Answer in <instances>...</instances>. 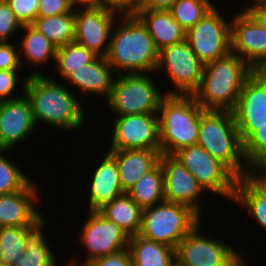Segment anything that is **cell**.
Segmentation results:
<instances>
[{
    "mask_svg": "<svg viewBox=\"0 0 266 266\" xmlns=\"http://www.w3.org/2000/svg\"><path fill=\"white\" fill-rule=\"evenodd\" d=\"M192 95L204 110L259 114L260 75L230 52L204 65L200 86Z\"/></svg>",
    "mask_w": 266,
    "mask_h": 266,
    "instance_id": "cell-1",
    "label": "cell"
},
{
    "mask_svg": "<svg viewBox=\"0 0 266 266\" xmlns=\"http://www.w3.org/2000/svg\"><path fill=\"white\" fill-rule=\"evenodd\" d=\"M257 119L258 114L202 109L197 144L242 178L258 149Z\"/></svg>",
    "mask_w": 266,
    "mask_h": 266,
    "instance_id": "cell-2",
    "label": "cell"
},
{
    "mask_svg": "<svg viewBox=\"0 0 266 266\" xmlns=\"http://www.w3.org/2000/svg\"><path fill=\"white\" fill-rule=\"evenodd\" d=\"M30 73L24 94L30 101L36 125L42 122L58 129H82L86 118L82 100L67 86L55 82L43 71L37 69Z\"/></svg>",
    "mask_w": 266,
    "mask_h": 266,
    "instance_id": "cell-3",
    "label": "cell"
},
{
    "mask_svg": "<svg viewBox=\"0 0 266 266\" xmlns=\"http://www.w3.org/2000/svg\"><path fill=\"white\" fill-rule=\"evenodd\" d=\"M120 16L111 30L109 65L117 74L155 73L159 51L146 26L136 15Z\"/></svg>",
    "mask_w": 266,
    "mask_h": 266,
    "instance_id": "cell-4",
    "label": "cell"
},
{
    "mask_svg": "<svg viewBox=\"0 0 266 266\" xmlns=\"http://www.w3.org/2000/svg\"><path fill=\"white\" fill-rule=\"evenodd\" d=\"M202 109L193 95L165 94L158 110L161 154L197 144Z\"/></svg>",
    "mask_w": 266,
    "mask_h": 266,
    "instance_id": "cell-5",
    "label": "cell"
},
{
    "mask_svg": "<svg viewBox=\"0 0 266 266\" xmlns=\"http://www.w3.org/2000/svg\"><path fill=\"white\" fill-rule=\"evenodd\" d=\"M201 221L190 207L163 201L143 210L139 235L176 249Z\"/></svg>",
    "mask_w": 266,
    "mask_h": 266,
    "instance_id": "cell-6",
    "label": "cell"
},
{
    "mask_svg": "<svg viewBox=\"0 0 266 266\" xmlns=\"http://www.w3.org/2000/svg\"><path fill=\"white\" fill-rule=\"evenodd\" d=\"M156 86L149 73L117 74L106 105L115 116L158 114L165 94Z\"/></svg>",
    "mask_w": 266,
    "mask_h": 266,
    "instance_id": "cell-7",
    "label": "cell"
},
{
    "mask_svg": "<svg viewBox=\"0 0 266 266\" xmlns=\"http://www.w3.org/2000/svg\"><path fill=\"white\" fill-rule=\"evenodd\" d=\"M192 173L203 189L234 199L238 177L200 145L182 148L173 155Z\"/></svg>",
    "mask_w": 266,
    "mask_h": 266,
    "instance_id": "cell-8",
    "label": "cell"
},
{
    "mask_svg": "<svg viewBox=\"0 0 266 266\" xmlns=\"http://www.w3.org/2000/svg\"><path fill=\"white\" fill-rule=\"evenodd\" d=\"M204 64L191 50L187 40L159 51L155 73L164 70L174 85L163 94L192 95L200 86Z\"/></svg>",
    "mask_w": 266,
    "mask_h": 266,
    "instance_id": "cell-9",
    "label": "cell"
},
{
    "mask_svg": "<svg viewBox=\"0 0 266 266\" xmlns=\"http://www.w3.org/2000/svg\"><path fill=\"white\" fill-rule=\"evenodd\" d=\"M200 225L177 245L176 266H234L243 257L237 249L219 238L202 235Z\"/></svg>",
    "mask_w": 266,
    "mask_h": 266,
    "instance_id": "cell-10",
    "label": "cell"
},
{
    "mask_svg": "<svg viewBox=\"0 0 266 266\" xmlns=\"http://www.w3.org/2000/svg\"><path fill=\"white\" fill-rule=\"evenodd\" d=\"M82 230H80V243L86 248L88 255L80 264L72 256L67 262L73 266H87L93 260L117 253L128 248L129 236L113 221L105 218L98 210H88Z\"/></svg>",
    "mask_w": 266,
    "mask_h": 266,
    "instance_id": "cell-11",
    "label": "cell"
},
{
    "mask_svg": "<svg viewBox=\"0 0 266 266\" xmlns=\"http://www.w3.org/2000/svg\"><path fill=\"white\" fill-rule=\"evenodd\" d=\"M215 6L186 33L191 50L205 65L231 52V21Z\"/></svg>",
    "mask_w": 266,
    "mask_h": 266,
    "instance_id": "cell-12",
    "label": "cell"
},
{
    "mask_svg": "<svg viewBox=\"0 0 266 266\" xmlns=\"http://www.w3.org/2000/svg\"><path fill=\"white\" fill-rule=\"evenodd\" d=\"M231 53L246 61L260 76L266 73V28L242 10L231 20Z\"/></svg>",
    "mask_w": 266,
    "mask_h": 266,
    "instance_id": "cell-13",
    "label": "cell"
},
{
    "mask_svg": "<svg viewBox=\"0 0 266 266\" xmlns=\"http://www.w3.org/2000/svg\"><path fill=\"white\" fill-rule=\"evenodd\" d=\"M109 150L147 149L161 151L158 114L114 116Z\"/></svg>",
    "mask_w": 266,
    "mask_h": 266,
    "instance_id": "cell-14",
    "label": "cell"
},
{
    "mask_svg": "<svg viewBox=\"0 0 266 266\" xmlns=\"http://www.w3.org/2000/svg\"><path fill=\"white\" fill-rule=\"evenodd\" d=\"M116 16L120 17L118 13L100 6L75 8L74 42L93 51L98 56L106 57Z\"/></svg>",
    "mask_w": 266,
    "mask_h": 266,
    "instance_id": "cell-15",
    "label": "cell"
},
{
    "mask_svg": "<svg viewBox=\"0 0 266 266\" xmlns=\"http://www.w3.org/2000/svg\"><path fill=\"white\" fill-rule=\"evenodd\" d=\"M159 163L164 174L165 201L186 205L201 216L199 197L205 190L196 177L173 155L161 154Z\"/></svg>",
    "mask_w": 266,
    "mask_h": 266,
    "instance_id": "cell-16",
    "label": "cell"
},
{
    "mask_svg": "<svg viewBox=\"0 0 266 266\" xmlns=\"http://www.w3.org/2000/svg\"><path fill=\"white\" fill-rule=\"evenodd\" d=\"M37 127L27 96L0 102V148L12 150Z\"/></svg>",
    "mask_w": 266,
    "mask_h": 266,
    "instance_id": "cell-17",
    "label": "cell"
},
{
    "mask_svg": "<svg viewBox=\"0 0 266 266\" xmlns=\"http://www.w3.org/2000/svg\"><path fill=\"white\" fill-rule=\"evenodd\" d=\"M37 188L31 180L18 192L0 195V227H27L42 215Z\"/></svg>",
    "mask_w": 266,
    "mask_h": 266,
    "instance_id": "cell-18",
    "label": "cell"
},
{
    "mask_svg": "<svg viewBox=\"0 0 266 266\" xmlns=\"http://www.w3.org/2000/svg\"><path fill=\"white\" fill-rule=\"evenodd\" d=\"M114 75H117V73L109 65L107 58L97 56L91 63L84 65L83 68L73 70L64 81L84 94H98L104 96L106 100L113 87Z\"/></svg>",
    "mask_w": 266,
    "mask_h": 266,
    "instance_id": "cell-19",
    "label": "cell"
},
{
    "mask_svg": "<svg viewBox=\"0 0 266 266\" xmlns=\"http://www.w3.org/2000/svg\"><path fill=\"white\" fill-rule=\"evenodd\" d=\"M94 168L90 182L89 210H98L104 204L124 194L116 159L107 151Z\"/></svg>",
    "mask_w": 266,
    "mask_h": 266,
    "instance_id": "cell-20",
    "label": "cell"
},
{
    "mask_svg": "<svg viewBox=\"0 0 266 266\" xmlns=\"http://www.w3.org/2000/svg\"><path fill=\"white\" fill-rule=\"evenodd\" d=\"M116 159L120 184L127 192L144 174L158 163L161 151L147 149L108 150Z\"/></svg>",
    "mask_w": 266,
    "mask_h": 266,
    "instance_id": "cell-21",
    "label": "cell"
},
{
    "mask_svg": "<svg viewBox=\"0 0 266 266\" xmlns=\"http://www.w3.org/2000/svg\"><path fill=\"white\" fill-rule=\"evenodd\" d=\"M146 26L158 51L186 40V31L169 10H138L135 14Z\"/></svg>",
    "mask_w": 266,
    "mask_h": 266,
    "instance_id": "cell-22",
    "label": "cell"
},
{
    "mask_svg": "<svg viewBox=\"0 0 266 266\" xmlns=\"http://www.w3.org/2000/svg\"><path fill=\"white\" fill-rule=\"evenodd\" d=\"M43 214L30 226L24 227L25 254L11 266H56V259L43 234L46 225Z\"/></svg>",
    "mask_w": 266,
    "mask_h": 266,
    "instance_id": "cell-23",
    "label": "cell"
},
{
    "mask_svg": "<svg viewBox=\"0 0 266 266\" xmlns=\"http://www.w3.org/2000/svg\"><path fill=\"white\" fill-rule=\"evenodd\" d=\"M98 211L119 226L129 237L139 234L143 210L126 192L104 204Z\"/></svg>",
    "mask_w": 266,
    "mask_h": 266,
    "instance_id": "cell-24",
    "label": "cell"
},
{
    "mask_svg": "<svg viewBox=\"0 0 266 266\" xmlns=\"http://www.w3.org/2000/svg\"><path fill=\"white\" fill-rule=\"evenodd\" d=\"M128 250L134 266H176L175 249L139 234L129 237Z\"/></svg>",
    "mask_w": 266,
    "mask_h": 266,
    "instance_id": "cell-25",
    "label": "cell"
},
{
    "mask_svg": "<svg viewBox=\"0 0 266 266\" xmlns=\"http://www.w3.org/2000/svg\"><path fill=\"white\" fill-rule=\"evenodd\" d=\"M24 31L23 37L19 40V53L20 61L22 64V57L28 64L32 66L44 65L53 60L55 63V57L57 53V47L43 34H41L32 25H24L21 29Z\"/></svg>",
    "mask_w": 266,
    "mask_h": 266,
    "instance_id": "cell-26",
    "label": "cell"
},
{
    "mask_svg": "<svg viewBox=\"0 0 266 266\" xmlns=\"http://www.w3.org/2000/svg\"><path fill=\"white\" fill-rule=\"evenodd\" d=\"M126 193L142 210L165 201L164 174L160 163L144 174Z\"/></svg>",
    "mask_w": 266,
    "mask_h": 266,
    "instance_id": "cell-27",
    "label": "cell"
},
{
    "mask_svg": "<svg viewBox=\"0 0 266 266\" xmlns=\"http://www.w3.org/2000/svg\"><path fill=\"white\" fill-rule=\"evenodd\" d=\"M32 26L48 38L57 48L74 42V12L49 17H37Z\"/></svg>",
    "mask_w": 266,
    "mask_h": 266,
    "instance_id": "cell-28",
    "label": "cell"
},
{
    "mask_svg": "<svg viewBox=\"0 0 266 266\" xmlns=\"http://www.w3.org/2000/svg\"><path fill=\"white\" fill-rule=\"evenodd\" d=\"M234 202L240 204L266 230V196L263 195L245 176L238 178Z\"/></svg>",
    "mask_w": 266,
    "mask_h": 266,
    "instance_id": "cell-29",
    "label": "cell"
},
{
    "mask_svg": "<svg viewBox=\"0 0 266 266\" xmlns=\"http://www.w3.org/2000/svg\"><path fill=\"white\" fill-rule=\"evenodd\" d=\"M98 55L86 47L72 42L57 48L55 57L56 70L65 79L73 70H79L91 63Z\"/></svg>",
    "mask_w": 266,
    "mask_h": 266,
    "instance_id": "cell-30",
    "label": "cell"
},
{
    "mask_svg": "<svg viewBox=\"0 0 266 266\" xmlns=\"http://www.w3.org/2000/svg\"><path fill=\"white\" fill-rule=\"evenodd\" d=\"M214 7L211 0H179L169 11L173 19L187 32Z\"/></svg>",
    "mask_w": 266,
    "mask_h": 266,
    "instance_id": "cell-31",
    "label": "cell"
},
{
    "mask_svg": "<svg viewBox=\"0 0 266 266\" xmlns=\"http://www.w3.org/2000/svg\"><path fill=\"white\" fill-rule=\"evenodd\" d=\"M24 227H0V258L2 263L13 265L26 251Z\"/></svg>",
    "mask_w": 266,
    "mask_h": 266,
    "instance_id": "cell-32",
    "label": "cell"
},
{
    "mask_svg": "<svg viewBox=\"0 0 266 266\" xmlns=\"http://www.w3.org/2000/svg\"><path fill=\"white\" fill-rule=\"evenodd\" d=\"M9 149L0 148V195H9L22 190L31 179L22 169L4 157Z\"/></svg>",
    "mask_w": 266,
    "mask_h": 266,
    "instance_id": "cell-33",
    "label": "cell"
},
{
    "mask_svg": "<svg viewBox=\"0 0 266 266\" xmlns=\"http://www.w3.org/2000/svg\"><path fill=\"white\" fill-rule=\"evenodd\" d=\"M245 177L266 196V152L255 151Z\"/></svg>",
    "mask_w": 266,
    "mask_h": 266,
    "instance_id": "cell-34",
    "label": "cell"
},
{
    "mask_svg": "<svg viewBox=\"0 0 266 266\" xmlns=\"http://www.w3.org/2000/svg\"><path fill=\"white\" fill-rule=\"evenodd\" d=\"M17 20L24 25H32L37 18L40 0H5Z\"/></svg>",
    "mask_w": 266,
    "mask_h": 266,
    "instance_id": "cell-35",
    "label": "cell"
},
{
    "mask_svg": "<svg viewBox=\"0 0 266 266\" xmlns=\"http://www.w3.org/2000/svg\"><path fill=\"white\" fill-rule=\"evenodd\" d=\"M22 29L21 23L5 0H0V42H10L12 35Z\"/></svg>",
    "mask_w": 266,
    "mask_h": 266,
    "instance_id": "cell-36",
    "label": "cell"
},
{
    "mask_svg": "<svg viewBox=\"0 0 266 266\" xmlns=\"http://www.w3.org/2000/svg\"><path fill=\"white\" fill-rule=\"evenodd\" d=\"M19 75L20 74L18 70H0V102L20 97L15 96L13 93L20 82H22L21 89H23L21 91H24L27 77L22 79V76Z\"/></svg>",
    "mask_w": 266,
    "mask_h": 266,
    "instance_id": "cell-37",
    "label": "cell"
},
{
    "mask_svg": "<svg viewBox=\"0 0 266 266\" xmlns=\"http://www.w3.org/2000/svg\"><path fill=\"white\" fill-rule=\"evenodd\" d=\"M257 145L266 152V73L260 76V108L257 119Z\"/></svg>",
    "mask_w": 266,
    "mask_h": 266,
    "instance_id": "cell-38",
    "label": "cell"
},
{
    "mask_svg": "<svg viewBox=\"0 0 266 266\" xmlns=\"http://www.w3.org/2000/svg\"><path fill=\"white\" fill-rule=\"evenodd\" d=\"M19 48L13 42H0V70L23 69ZM22 67V68H21Z\"/></svg>",
    "mask_w": 266,
    "mask_h": 266,
    "instance_id": "cell-39",
    "label": "cell"
},
{
    "mask_svg": "<svg viewBox=\"0 0 266 266\" xmlns=\"http://www.w3.org/2000/svg\"><path fill=\"white\" fill-rule=\"evenodd\" d=\"M141 0H98V6L116 12L119 15H135Z\"/></svg>",
    "mask_w": 266,
    "mask_h": 266,
    "instance_id": "cell-40",
    "label": "cell"
},
{
    "mask_svg": "<svg viewBox=\"0 0 266 266\" xmlns=\"http://www.w3.org/2000/svg\"><path fill=\"white\" fill-rule=\"evenodd\" d=\"M74 12L69 0H40L37 17H49Z\"/></svg>",
    "mask_w": 266,
    "mask_h": 266,
    "instance_id": "cell-41",
    "label": "cell"
},
{
    "mask_svg": "<svg viewBox=\"0 0 266 266\" xmlns=\"http://www.w3.org/2000/svg\"><path fill=\"white\" fill-rule=\"evenodd\" d=\"M87 266H134L127 249L93 260Z\"/></svg>",
    "mask_w": 266,
    "mask_h": 266,
    "instance_id": "cell-42",
    "label": "cell"
},
{
    "mask_svg": "<svg viewBox=\"0 0 266 266\" xmlns=\"http://www.w3.org/2000/svg\"><path fill=\"white\" fill-rule=\"evenodd\" d=\"M179 0H141L139 10H169Z\"/></svg>",
    "mask_w": 266,
    "mask_h": 266,
    "instance_id": "cell-43",
    "label": "cell"
},
{
    "mask_svg": "<svg viewBox=\"0 0 266 266\" xmlns=\"http://www.w3.org/2000/svg\"><path fill=\"white\" fill-rule=\"evenodd\" d=\"M248 11L266 28V8L262 4L255 5Z\"/></svg>",
    "mask_w": 266,
    "mask_h": 266,
    "instance_id": "cell-44",
    "label": "cell"
},
{
    "mask_svg": "<svg viewBox=\"0 0 266 266\" xmlns=\"http://www.w3.org/2000/svg\"><path fill=\"white\" fill-rule=\"evenodd\" d=\"M71 6L75 8L97 7L98 0H69ZM77 6V7H76Z\"/></svg>",
    "mask_w": 266,
    "mask_h": 266,
    "instance_id": "cell-45",
    "label": "cell"
},
{
    "mask_svg": "<svg viewBox=\"0 0 266 266\" xmlns=\"http://www.w3.org/2000/svg\"><path fill=\"white\" fill-rule=\"evenodd\" d=\"M265 0H250L249 5H247L246 8H244V11H248L249 9H251L253 6L258 5V4H262ZM253 2V3H252Z\"/></svg>",
    "mask_w": 266,
    "mask_h": 266,
    "instance_id": "cell-46",
    "label": "cell"
},
{
    "mask_svg": "<svg viewBox=\"0 0 266 266\" xmlns=\"http://www.w3.org/2000/svg\"><path fill=\"white\" fill-rule=\"evenodd\" d=\"M245 257L240 258V260L234 266H248Z\"/></svg>",
    "mask_w": 266,
    "mask_h": 266,
    "instance_id": "cell-47",
    "label": "cell"
},
{
    "mask_svg": "<svg viewBox=\"0 0 266 266\" xmlns=\"http://www.w3.org/2000/svg\"><path fill=\"white\" fill-rule=\"evenodd\" d=\"M0 266H11L10 264H6V263H0Z\"/></svg>",
    "mask_w": 266,
    "mask_h": 266,
    "instance_id": "cell-48",
    "label": "cell"
},
{
    "mask_svg": "<svg viewBox=\"0 0 266 266\" xmlns=\"http://www.w3.org/2000/svg\"><path fill=\"white\" fill-rule=\"evenodd\" d=\"M262 5L266 8V0L262 3Z\"/></svg>",
    "mask_w": 266,
    "mask_h": 266,
    "instance_id": "cell-49",
    "label": "cell"
}]
</instances>
